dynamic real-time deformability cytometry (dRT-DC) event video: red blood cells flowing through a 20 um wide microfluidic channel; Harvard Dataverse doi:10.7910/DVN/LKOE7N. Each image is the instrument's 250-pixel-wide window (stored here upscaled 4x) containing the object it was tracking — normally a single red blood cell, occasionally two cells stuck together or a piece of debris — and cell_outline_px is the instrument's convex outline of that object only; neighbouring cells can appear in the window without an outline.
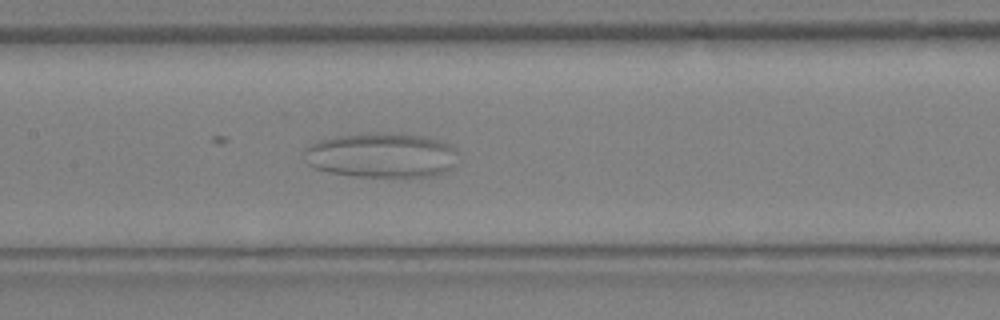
{"species": "Egyptian fruit bat (a non-hibernating species)", "species_latin": "Rousettus aegyptiacus", "temperature_condition": "warm", "stored_images_in_passage": 22, "camera_frame_rate_fps": 3000, "um_per_image_px": 0.085, "animal": {"sex": "female"}, "frame": {"image": 1, "passage_image": 15, "time_ms": 4.667, "image_size_px": [1000, 320], "cell_outline_px": [[460, 160], [456, 168], [448, 172], [432, 176], [352, 176], [328, 172], [316, 168], [308, 164], [304, 152], [304, 148], [308, 144], [320, 140], [336, 136], [424, 136], [448, 144], [460, 152]], "centroid_in_image_um": [32.51, 13.26], "position_along_channel_um": 174.9, "area_um2": 39.42}}